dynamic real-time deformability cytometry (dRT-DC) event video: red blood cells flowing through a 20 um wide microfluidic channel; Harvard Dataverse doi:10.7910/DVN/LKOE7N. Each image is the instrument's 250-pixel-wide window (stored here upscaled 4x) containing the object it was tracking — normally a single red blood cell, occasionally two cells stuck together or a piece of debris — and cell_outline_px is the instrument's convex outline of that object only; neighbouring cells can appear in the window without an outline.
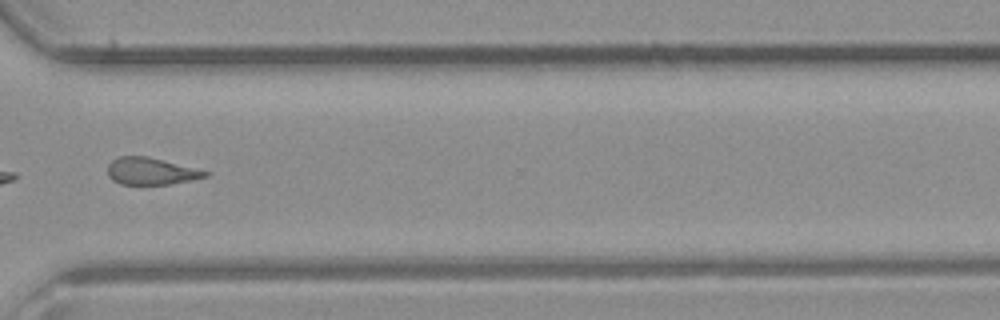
{"species": "common noctule bat (a hibernating species)", "species_latin": "Nyctalus noctula", "temperature_condition": "room temperature", "stored_images_in_passage": 34, "camera_frame_rate_fps": 3000, "um_per_image_px": 0.085, "animal": {"sex": "male", "body_mass_g": 23.1, "forearm_length_mm": 52.7}, "frame": {"image": 1, "passage_image": 25, "time_ms": 8.0, "image_size_px": [1000, 320], "cell_outline_px": [[212, 172], [208, 176], [192, 180], [168, 184], [120, 184], [112, 180], [108, 176], [108, 164], [112, 160], [120, 156], [148, 156]], "centroid_in_image_um": [12.85, 14.55], "position_along_channel_um": 357.8, "area_um2": 15.43}}